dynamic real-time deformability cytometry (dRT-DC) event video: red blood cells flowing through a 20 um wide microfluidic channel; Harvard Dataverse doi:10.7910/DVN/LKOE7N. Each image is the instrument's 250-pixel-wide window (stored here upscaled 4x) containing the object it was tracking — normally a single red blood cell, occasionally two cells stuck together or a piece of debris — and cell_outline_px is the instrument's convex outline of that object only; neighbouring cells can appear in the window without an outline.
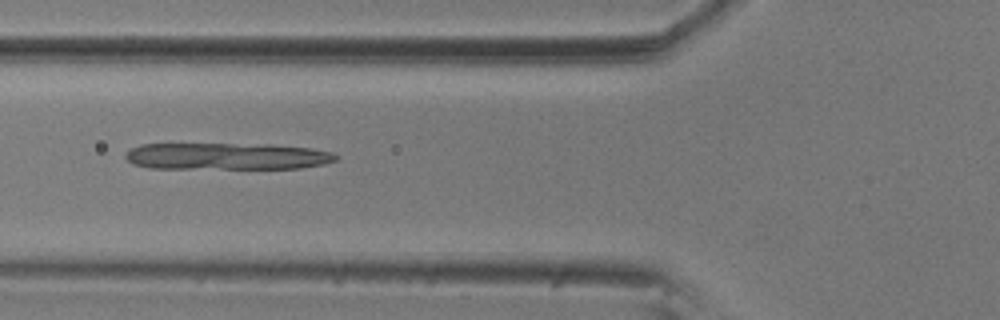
{"species": "common noctule bat (a hibernating species)", "species_latin": "Nyctalus noctula", "temperature_condition": "room temperature", "stored_images_in_passage": 7, "camera_frame_rate_fps": 3000, "um_per_image_px": 0.085, "animal": {"sex": "male", "body_mass_g": 20.5, "forearm_length_mm": 52.5}, "frame": {"image": 1, "passage_image": 6, "time_ms": 1.667, "image_size_px": [1000, 320], "cell_outline_px": [[340, 156], [336, 160], [324, 164], [300, 168], [152, 168], [132, 164], [124, 156], [124, 152], [140, 144], [272, 144], [312, 148], [332, 152]], "centroid_in_image_um": [19.29, 13.27], "position_along_channel_um": 106.5, "area_um2": 33.06}}